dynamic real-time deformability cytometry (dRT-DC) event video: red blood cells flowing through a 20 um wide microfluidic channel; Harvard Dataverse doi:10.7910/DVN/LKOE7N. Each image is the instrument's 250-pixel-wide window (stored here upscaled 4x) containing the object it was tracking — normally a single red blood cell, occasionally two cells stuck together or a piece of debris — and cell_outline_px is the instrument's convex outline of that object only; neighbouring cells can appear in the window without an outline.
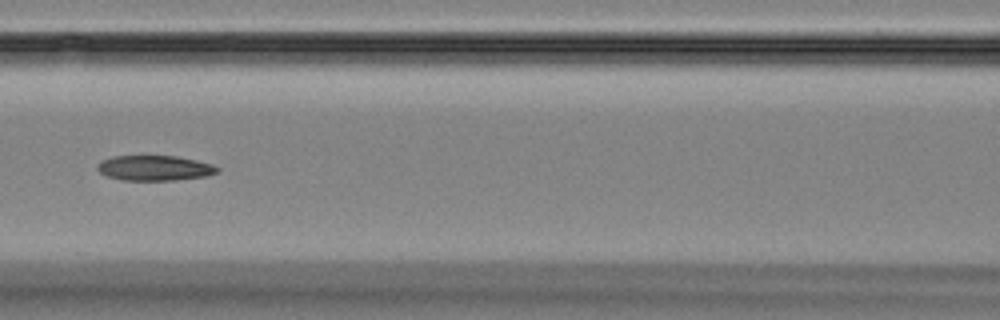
{"species": "Egyptian fruit bat (a non-hibernating species)", "species_latin": "Rousettus aegyptiacus", "temperature_condition": "room temperature", "stored_images_in_passage": 9, "camera_frame_rate_fps": 3000, "um_per_image_px": 0.085, "animal": {"sex": "female"}, "frame": {"image": 1, "passage_image": 8, "time_ms": 8.0, "image_size_px": [1000, 320], "cell_outline_px": [[220, 168], [216, 172], [204, 176], [176, 180], [120, 180], [108, 176], [100, 172], [96, 168], [96, 164], [100, 160], [112, 156], [176, 156], [196, 160], [212, 164]], "centroid_in_image_um": [13.09, 14.27], "position_along_channel_um": 153.5, "area_um2": 17.57}}
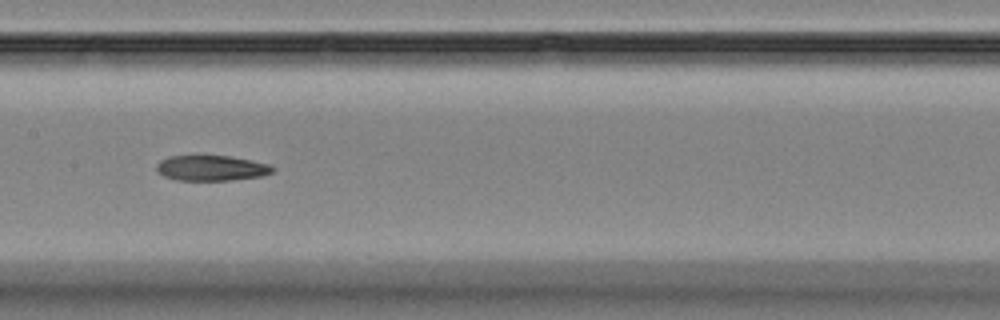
{"frame": {"image": 2, "passage_image": 9, "time_ms": 9.0, "image_size_px": [1000, 320], "cell_outline_px": [[276, 168], [272, 172], [260, 176], [232, 180], [176, 180], [164, 176], [156, 172], [156, 164], [160, 160], [168, 156], [228, 156], [268, 164]], "centroid_in_image_um": [17.91, 14.29], "position_along_channel_um": 189.5, "area_um2": 17.05}}